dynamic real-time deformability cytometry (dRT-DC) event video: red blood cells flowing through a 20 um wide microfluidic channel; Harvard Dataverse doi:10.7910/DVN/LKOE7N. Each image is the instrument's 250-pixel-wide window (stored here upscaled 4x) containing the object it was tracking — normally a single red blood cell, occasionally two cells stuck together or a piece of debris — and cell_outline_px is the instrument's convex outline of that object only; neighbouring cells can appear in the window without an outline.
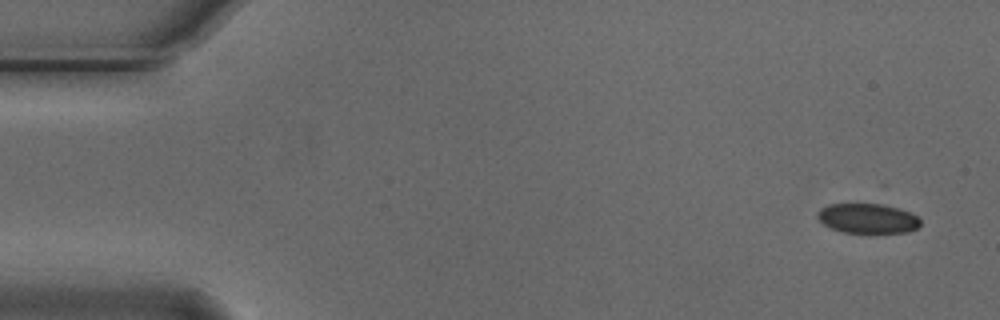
{"species": "Egyptian fruit bat (a non-hibernating species)", "species_latin": "Rousettus aegyptiacus", "temperature_condition": "cold", "stored_images_in_passage": 7, "camera_frame_rate_fps": 3000, "um_per_image_px": 0.085, "animal": {"sex": "male"}, "frame": {"image": 1, "passage_image": 1, "time_ms": 0.0, "image_size_px": [1000, 320], "cell_outline_px": [[920, 224], [916, 228], [908, 232], [840, 232], [824, 224], [816, 216], [820, 208], [828, 204], [880, 204], [912, 212], [920, 220]], "centroid_in_image_um": [73.73, 18.56], "position_along_channel_um": 11.3, "area_um2": 17.63}}
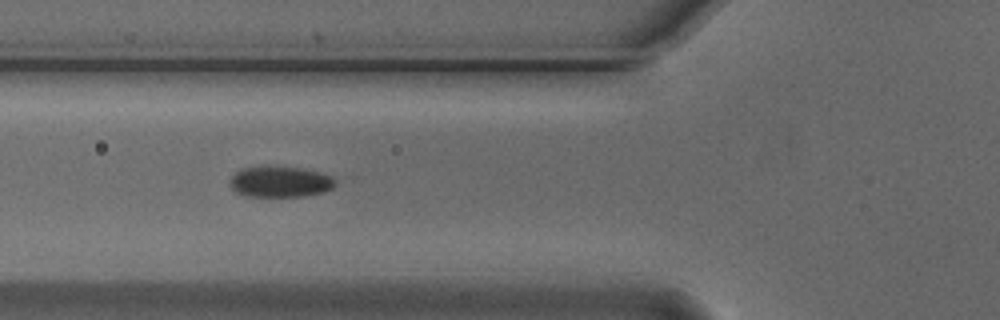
{"frame": {"image": 2, "passage_image": 6, "time_ms": 1.667, "image_size_px": [1000, 320], "cell_outline_px": [[336, 184], [332, 188], [324, 192], [304, 196], [244, 196], [236, 192], [228, 184], [228, 180], [240, 168], [268, 164], [300, 168], [320, 172], [332, 176], [336, 180]], "centroid_in_image_um": [23.77, 15.42], "position_along_channel_um": 102.0, "area_um2": 19.59}}
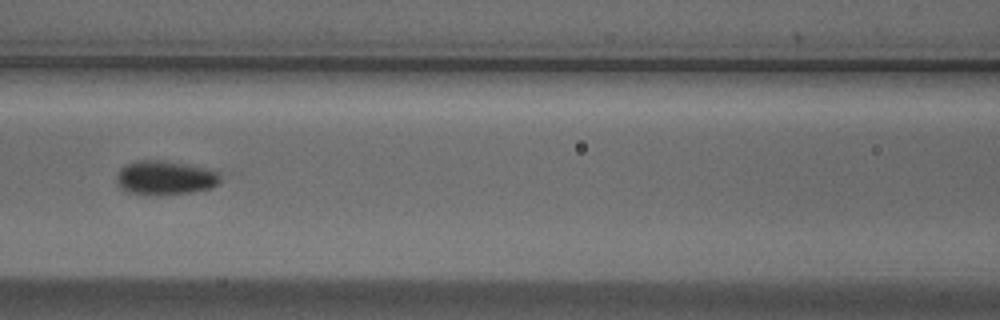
{"frame": {"image": 3, "passage_image": 7, "time_ms": 2.0, "image_size_px": [1000, 320], "cell_outline_px": [[220, 180], [212, 188], [192, 192], [148, 196], [128, 192], [120, 188], [116, 180], [116, 176], [120, 168], [124, 164], [136, 160], [160, 160], [216, 168], [220, 172]], "centroid_in_image_um": [14.05, 15.1], "position_along_channel_um": 152.5, "area_um2": 21.27}}